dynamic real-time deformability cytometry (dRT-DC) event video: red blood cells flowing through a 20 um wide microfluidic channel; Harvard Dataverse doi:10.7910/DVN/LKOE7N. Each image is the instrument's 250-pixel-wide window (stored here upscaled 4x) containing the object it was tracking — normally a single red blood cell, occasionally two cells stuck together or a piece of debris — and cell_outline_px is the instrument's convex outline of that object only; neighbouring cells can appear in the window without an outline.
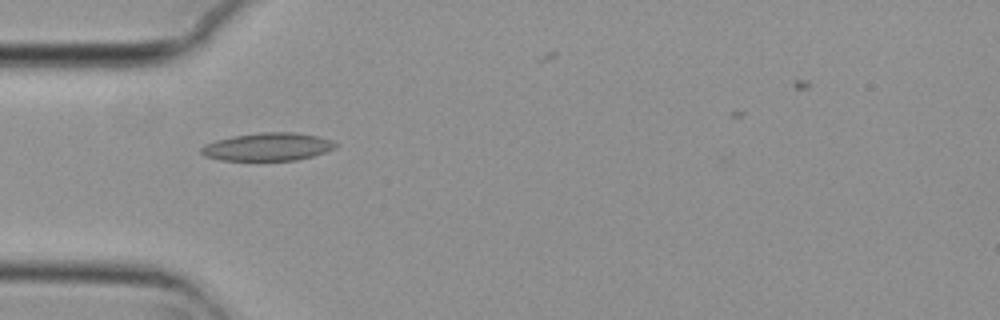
{"species": "common noctule bat (a hibernating species)", "species_latin": "Nyctalus noctula", "temperature_condition": "cold", "stored_images_in_passage": 8, "camera_frame_rate_fps": 3000, "um_per_image_px": 0.085, "animal": {"sex": "female", "body_mass_g": 29.2, "forearm_length_mm": 56.3}, "frame": {"image": 1, "passage_image": 5, "time_ms": 1.333, "image_size_px": [1000, 320], "cell_outline_px": [[340, 144], [336, 148], [312, 156], [296, 160], [220, 160], [204, 156], [200, 152], [200, 148], [204, 144], [216, 140], [232, 136], [260, 132], [292, 132], [316, 136], [332, 140]], "centroid_in_image_um": [22.74, 12.47], "position_along_channel_um": 62.3, "area_um2": 21.91}}
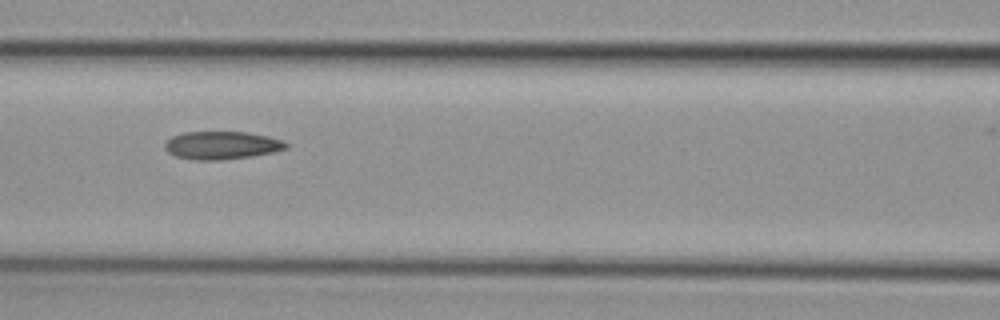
{"frame": {"image": 2, "passage_image": 7, "time_ms": 2.0, "image_size_px": [1000, 320], "cell_outline_px": [[288, 148], [272, 152], [252, 156], [220, 160], [192, 160], [176, 156], [168, 152], [164, 148], [164, 144], [172, 136], [184, 132], [248, 132], [268, 136], [284, 140], [288, 144]], "centroid_in_image_um": [18.85, 12.35], "position_along_channel_um": 147.7, "area_um2": 19.83}}
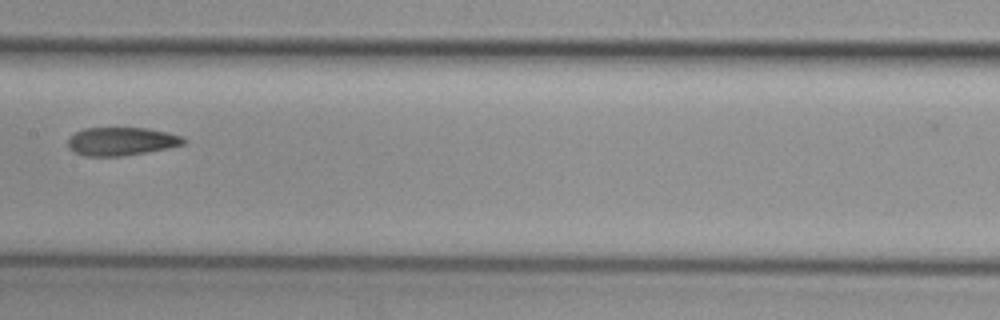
{"frame": {"image": 3, "passage_image": 8, "time_ms": 2.333, "image_size_px": [1000, 320], "cell_outline_px": [[188, 140], [184, 144], [168, 148], [124, 156], [88, 156], [76, 152], [68, 144], [68, 140], [76, 132], [84, 128], [144, 128], [168, 132], [180, 136]], "centroid_in_image_um": [10.37, 12.01], "position_along_channel_um": 197.0, "area_um2": 18.79}}